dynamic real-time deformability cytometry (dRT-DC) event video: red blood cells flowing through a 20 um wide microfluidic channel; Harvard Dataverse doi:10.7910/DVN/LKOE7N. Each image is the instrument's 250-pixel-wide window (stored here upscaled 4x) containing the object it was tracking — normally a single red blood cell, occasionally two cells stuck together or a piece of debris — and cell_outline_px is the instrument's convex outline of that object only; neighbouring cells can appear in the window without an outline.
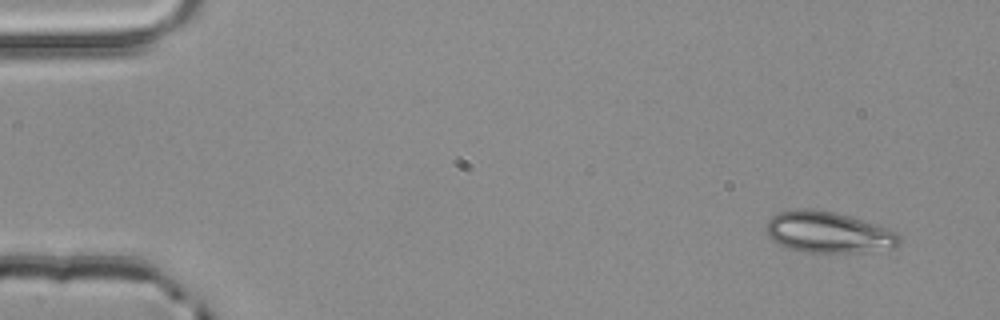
{"species": "common noctule bat (a hibernating species)", "species_latin": "Nyctalus noctula", "temperature_condition": "room temperature", "stored_images_in_passage": 4, "camera_frame_rate_fps": 3000, "um_per_image_px": 0.085, "animal": {"sex": "male", "body_mass_g": 20.4}, "frame": {"image": 1, "passage_image": 1, "time_ms": 0.0, "image_size_px": [1000, 320], "cell_outline_px": [[904, 240], [900, 244], [892, 248], [864, 252], [804, 252], [788, 248], [772, 240], [768, 236], [764, 228], [764, 224], [772, 216], [780, 212], [800, 208], [804, 208], [832, 212], [848, 216], [876, 224], [900, 232]], "centroid_in_image_um": [70.44, 19.75], "position_along_channel_um": 14.6, "area_um2": 32.19}}